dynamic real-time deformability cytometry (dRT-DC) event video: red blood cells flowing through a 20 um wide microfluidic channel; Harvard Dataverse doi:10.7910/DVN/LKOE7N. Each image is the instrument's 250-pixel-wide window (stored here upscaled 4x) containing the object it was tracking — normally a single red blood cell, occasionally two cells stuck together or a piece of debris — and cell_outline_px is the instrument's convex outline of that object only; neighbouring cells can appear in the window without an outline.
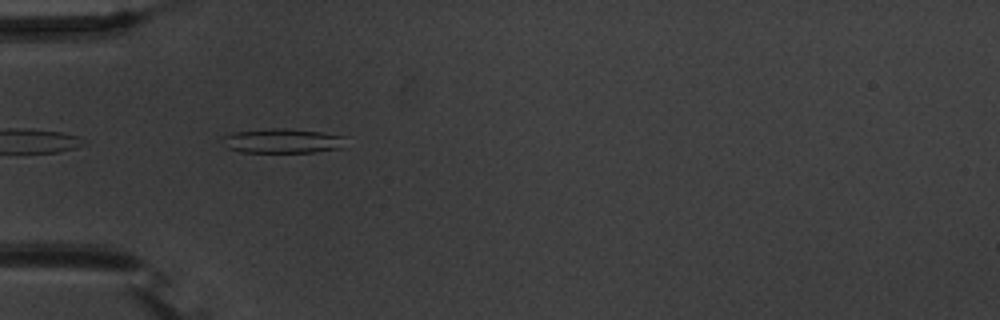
{"species": "common noctule bat (a hibernating species)", "species_latin": "Nyctalus noctula", "temperature_condition": "warm", "stored_images_in_passage": 4, "camera_frame_rate_fps": 3000, "um_per_image_px": 0.085, "animal": {"sex": "male", "body_mass_g": 20.1, "forearm_length_mm": 53.5}, "frame": {"image": 1, "passage_image": 2, "time_ms": 0.333, "image_size_px": [1000, 320], "cell_outline_px": [[344, 136], [340, 148], [312, 152], [240, 152], [224, 148], [220, 136], [232, 132], [272, 128], [284, 128], [320, 132]], "centroid_in_image_um": [23.86, 11.97], "position_along_channel_um": 61.1, "area_um2": 17.63}}